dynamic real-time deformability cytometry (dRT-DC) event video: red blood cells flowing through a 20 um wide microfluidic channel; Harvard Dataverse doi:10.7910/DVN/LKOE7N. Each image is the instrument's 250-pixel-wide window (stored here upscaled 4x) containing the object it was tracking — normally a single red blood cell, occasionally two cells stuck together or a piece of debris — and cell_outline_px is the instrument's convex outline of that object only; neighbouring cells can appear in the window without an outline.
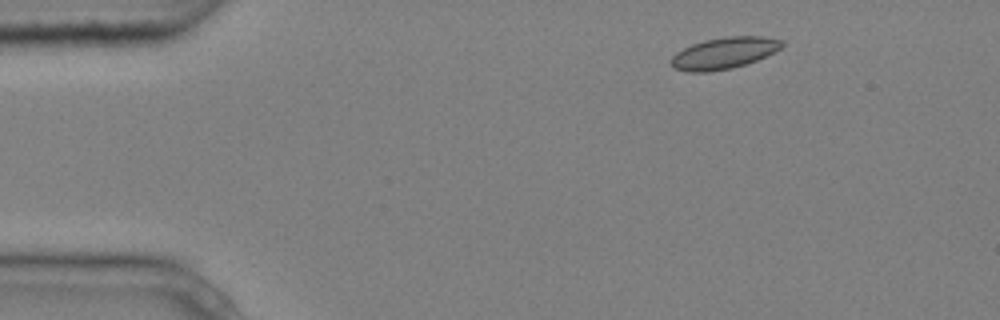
{"species": "common noctule bat (a hibernating species)", "species_latin": "Nyctalus noctula", "temperature_condition": "cold", "stored_images_in_passage": 5, "camera_frame_rate_fps": 3000, "um_per_image_px": 0.085, "animal": {"sex": "male", "body_mass_g": 20.4}, "frame": {"image": 1, "passage_image": 2, "time_ms": 0.333, "image_size_px": [1000, 320], "cell_outline_px": [[784, 44], [780, 48], [756, 60], [732, 68], [708, 72], [688, 72], [672, 68], [668, 64], [668, 60], [676, 52], [692, 44], [704, 40], [728, 36], [764, 36], [784, 40]], "centroid_in_image_um": [61.48, 4.51], "position_along_channel_um": 23.5, "area_um2": 20.46}}
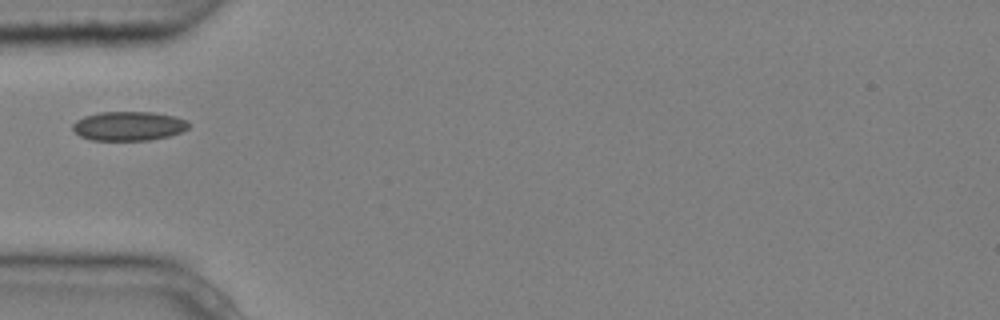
{"frame": {"image": 2, "passage_image": 5, "time_ms": 1.333, "image_size_px": [1000, 320], "cell_outline_px": [[192, 124], [188, 128], [180, 132], [168, 136], [148, 140], [92, 140], [80, 136], [72, 128], [72, 124], [76, 120], [84, 116], [100, 112], [152, 112], [176, 116], [188, 120]], "centroid_in_image_um": [10.96, 10.7], "position_along_channel_um": 74.0, "area_um2": 19.83}}